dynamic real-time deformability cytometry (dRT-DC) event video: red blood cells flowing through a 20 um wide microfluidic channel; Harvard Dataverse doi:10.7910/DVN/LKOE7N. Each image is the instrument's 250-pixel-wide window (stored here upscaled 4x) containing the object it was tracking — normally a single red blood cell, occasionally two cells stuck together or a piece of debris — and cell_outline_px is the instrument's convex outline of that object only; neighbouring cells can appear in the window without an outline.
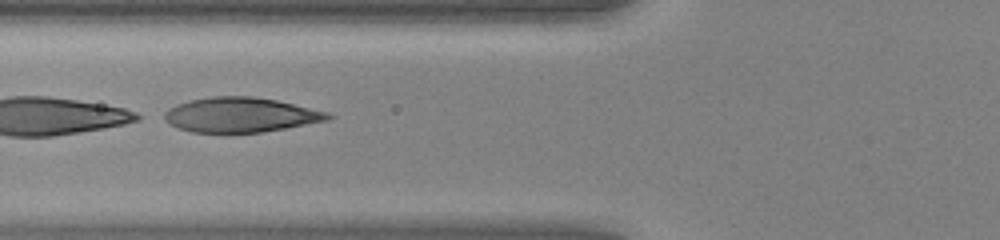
{"species": "human", "species_latin": "Homo sapiens", "temperature_condition": "warm", "stored_images_in_passage": 27, "segment_of_instrument_passage": [2, 2], "camera_frame_rate_fps": 3000, "um_per_image_px": 0.085, "donor": {"sex": "female"}, "frame": {"image": 1, "passage_image": 20, "time_ms": 6.333, "image_size_px": [1000, 240], "cell_outline_px": [[336, 116], [328, 120], [284, 128], [260, 132], [192, 132], [176, 128], [168, 124], [164, 120], [164, 112], [168, 108], [176, 104], [188, 100], [212, 96], [252, 96], [276, 100], [328, 112]], "centroid_in_image_um": [20.4, 9.75], "position_along_channel_um": 105.4, "area_um2": 33.18}}
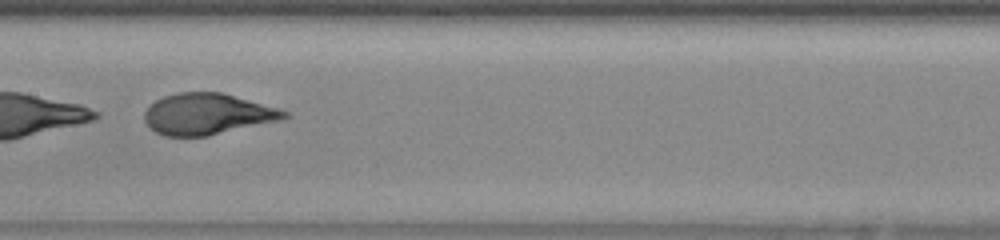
{"frame": {"image": 2, "passage_image": 26, "time_ms": 8.333, "image_size_px": [1000, 240], "cell_outline_px": [[292, 116], [284, 120], [208, 136], [164, 136], [156, 132], [144, 120], [144, 112], [156, 100], [164, 96], [180, 92], [224, 92], [276, 108], [288, 112]], "centroid_in_image_um": [17.68, 9.7], "position_along_channel_um": 189.7, "area_um2": 33.64}}